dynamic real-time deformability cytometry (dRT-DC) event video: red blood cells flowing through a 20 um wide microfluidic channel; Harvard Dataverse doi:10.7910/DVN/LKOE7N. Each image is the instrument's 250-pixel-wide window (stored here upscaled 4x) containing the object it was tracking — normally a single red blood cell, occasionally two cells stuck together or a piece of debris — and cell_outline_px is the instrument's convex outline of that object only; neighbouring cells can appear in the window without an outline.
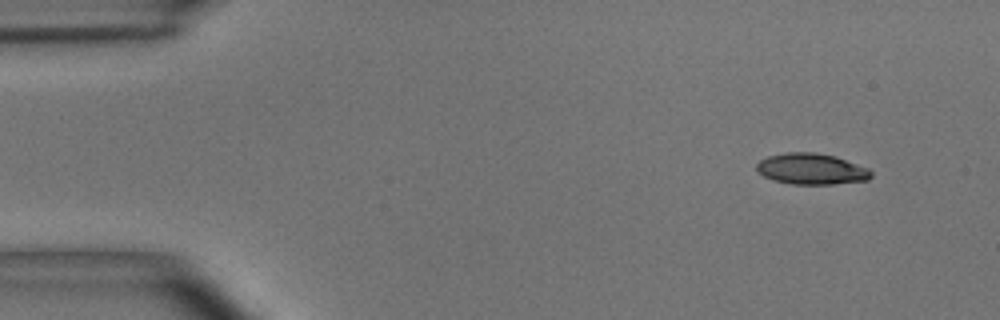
{"species": "common noctule bat (a hibernating species)", "species_latin": "Nyctalus noctula", "temperature_condition": "room temperature", "stored_images_in_passage": 5, "segment_of_instrument_passage": [1, 2], "camera_frame_rate_fps": 3000, "um_per_image_px": 0.085, "animal": {"sex": "male", "body_mass_g": 15.6}, "frame": {"image": 1, "passage_image": 1, "time_ms": 0.0, "image_size_px": [1000, 320], "cell_outline_px": [[872, 176], [868, 180], [832, 184], [792, 184], [772, 180], [764, 176], [756, 168], [756, 164], [760, 160], [768, 156], [784, 152], [812, 152], [836, 156], [868, 168], [872, 172]], "centroid_in_image_um": [68.97, 14.36], "position_along_channel_um": 16.0, "area_um2": 20.75}}
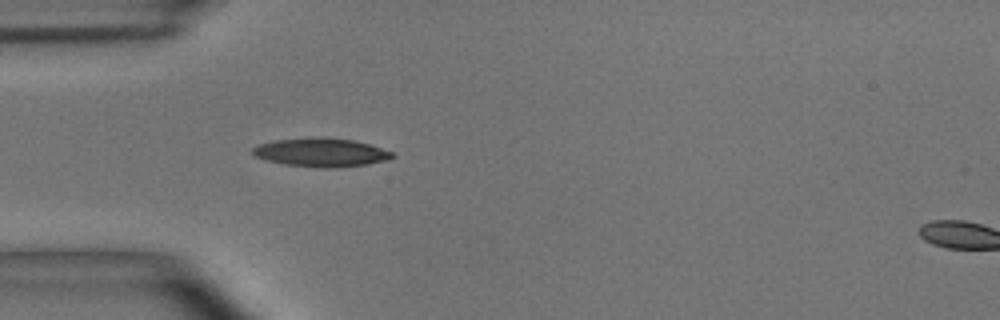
{"frame": {"image": 2, "passage_image": 4, "time_ms": 1.0, "image_size_px": [1000, 320], "cell_outline_px": [[396, 156], [384, 160], [368, 164], [336, 168], [320, 168], [284, 164], [264, 160], [256, 156], [252, 152], [252, 148], [260, 144], [272, 140], [352, 140], [368, 144], [392, 152]], "centroid_in_image_um": [27.28, 13.01], "position_along_channel_um": 57.7, "area_um2": 22.2}}